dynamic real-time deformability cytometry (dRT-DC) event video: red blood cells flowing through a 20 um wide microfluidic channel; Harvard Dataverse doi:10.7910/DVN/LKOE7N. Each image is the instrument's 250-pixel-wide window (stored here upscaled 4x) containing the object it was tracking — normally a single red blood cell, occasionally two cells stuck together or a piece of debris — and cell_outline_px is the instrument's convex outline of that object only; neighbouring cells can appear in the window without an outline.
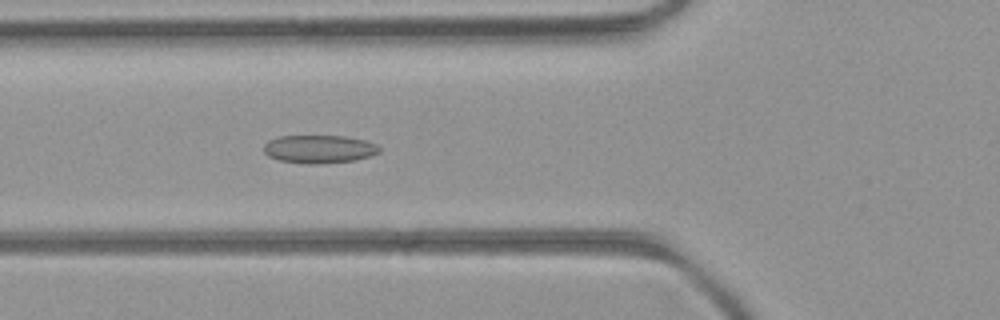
{"species": "common noctule bat (a hibernating species)", "species_latin": "Nyctalus noctula", "temperature_condition": "room temperature", "stored_images_in_passage": 44, "camera_frame_rate_fps": 3000, "um_per_image_px": 0.085, "animal": {"sex": "female", "body_mass_g": 21.9}, "frame": {"image": 1, "passage_image": 12, "time_ms": 3.667, "image_size_px": [1000, 320], "cell_outline_px": [[380, 152], [356, 160], [316, 164], [308, 164], [280, 160], [268, 156], [264, 152], [264, 144], [268, 140], [280, 136], [344, 136], [364, 140], [376, 144], [380, 148]], "centroid_in_image_um": [27.11, 12.67], "position_along_channel_um": 98.7, "area_um2": 18.84}}
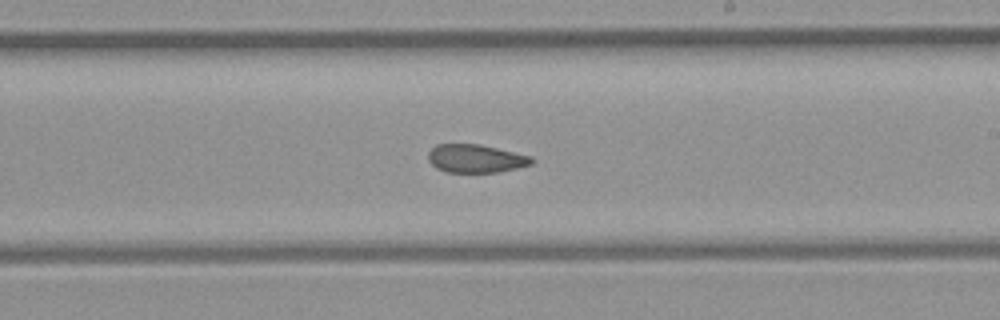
{"frame": {"image": 2, "passage_image": 23, "time_ms": 7.333, "image_size_px": [1000, 320], "cell_outline_px": [[536, 160], [532, 164], [516, 168], [496, 172], [448, 172], [436, 168], [428, 160], [428, 152], [436, 144], [480, 144], [532, 156]], "centroid_in_image_um": [40.45, 13.47], "position_along_channel_um": 248.6, "area_um2": 17.05}}
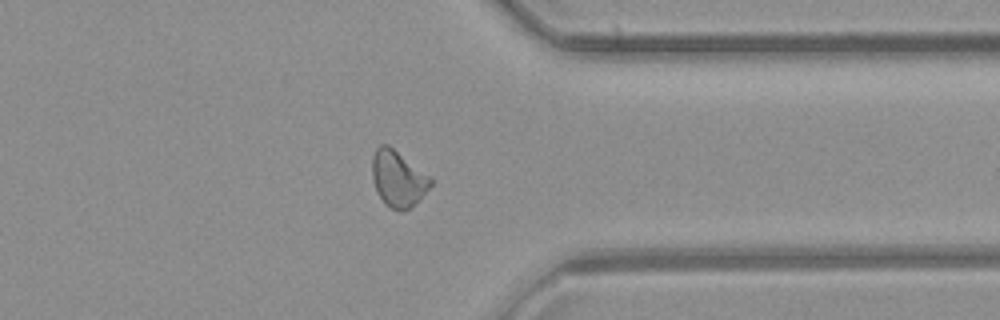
{"frame": {"image": 3, "passage_image": 33, "time_ms": 10.667, "image_size_px": [1000, 320], "cell_outline_px": [[432, 184], [408, 208], [392, 208], [384, 204], [376, 192], [372, 176], [372, 156], [376, 148], [380, 144], [388, 144], [428, 176], [432, 180]], "centroid_in_image_um": [33.76, 15.14], "position_along_channel_um": 377.6, "area_um2": 18.38}, "authors_computed_cell_mechanics": {"area_um2": 18.5249, "velocity_mm_per_s": 4.0769, "shape_relaxation_time_tau1_ms": null, "shape_relaxation_time_tau2_ms": 1.917, "deformation_change_tau1": null, "deformation_change_tau2": 0.0765}}